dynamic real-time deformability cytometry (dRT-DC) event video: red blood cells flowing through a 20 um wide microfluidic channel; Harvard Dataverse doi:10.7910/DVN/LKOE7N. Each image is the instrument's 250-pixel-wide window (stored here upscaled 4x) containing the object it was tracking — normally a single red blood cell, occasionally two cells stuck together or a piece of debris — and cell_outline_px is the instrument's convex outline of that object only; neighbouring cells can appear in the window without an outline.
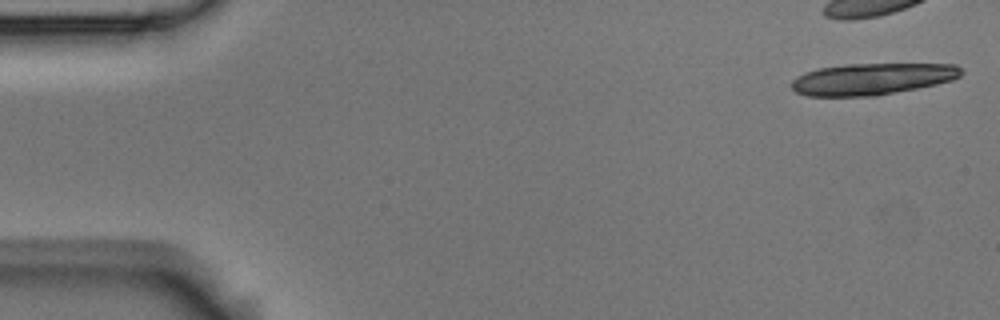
{"species": "Egyptian fruit bat (a non-hibernating species)", "species_latin": "Rousettus aegyptiacus", "temperature_condition": "room temperature", "stored_images_in_passage": 7, "camera_frame_rate_fps": 3000, "um_per_image_px": 0.085, "animal": {"sex": "male"}, "frame": {"image": 1, "passage_image": 1, "time_ms": 0.0, "image_size_px": [1000, 320], "cell_outline_px": [[964, 72], [960, 76], [952, 80], [936, 84], [876, 96], [808, 96], [796, 92], [792, 88], [792, 80], [796, 76], [804, 72], [820, 68], [844, 64], [956, 64]], "centroid_in_image_um": [74.12, 6.71], "position_along_channel_um": 10.9, "area_um2": 31.27}}